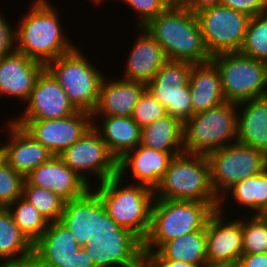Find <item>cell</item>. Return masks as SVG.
<instances>
[{
    "label": "cell",
    "mask_w": 267,
    "mask_h": 267,
    "mask_svg": "<svg viewBox=\"0 0 267 267\" xmlns=\"http://www.w3.org/2000/svg\"><path fill=\"white\" fill-rule=\"evenodd\" d=\"M31 4L28 13L18 21L16 51L46 66L76 46L68 39L57 8L50 1L33 0Z\"/></svg>",
    "instance_id": "obj_1"
},
{
    "label": "cell",
    "mask_w": 267,
    "mask_h": 267,
    "mask_svg": "<svg viewBox=\"0 0 267 267\" xmlns=\"http://www.w3.org/2000/svg\"><path fill=\"white\" fill-rule=\"evenodd\" d=\"M143 28L161 45L167 60L197 64L212 58L205 47L197 15L184 6L167 7Z\"/></svg>",
    "instance_id": "obj_2"
},
{
    "label": "cell",
    "mask_w": 267,
    "mask_h": 267,
    "mask_svg": "<svg viewBox=\"0 0 267 267\" xmlns=\"http://www.w3.org/2000/svg\"><path fill=\"white\" fill-rule=\"evenodd\" d=\"M124 181L117 174L91 187H95L108 215L143 242L150 229L155 192L140 184L122 186Z\"/></svg>",
    "instance_id": "obj_3"
},
{
    "label": "cell",
    "mask_w": 267,
    "mask_h": 267,
    "mask_svg": "<svg viewBox=\"0 0 267 267\" xmlns=\"http://www.w3.org/2000/svg\"><path fill=\"white\" fill-rule=\"evenodd\" d=\"M215 211L208 202L155 199L149 233L143 241L144 257L165 242L204 229Z\"/></svg>",
    "instance_id": "obj_4"
},
{
    "label": "cell",
    "mask_w": 267,
    "mask_h": 267,
    "mask_svg": "<svg viewBox=\"0 0 267 267\" xmlns=\"http://www.w3.org/2000/svg\"><path fill=\"white\" fill-rule=\"evenodd\" d=\"M154 192L155 199L208 202L216 210L220 202L211 186L207 156L184 151L170 160Z\"/></svg>",
    "instance_id": "obj_5"
},
{
    "label": "cell",
    "mask_w": 267,
    "mask_h": 267,
    "mask_svg": "<svg viewBox=\"0 0 267 267\" xmlns=\"http://www.w3.org/2000/svg\"><path fill=\"white\" fill-rule=\"evenodd\" d=\"M45 68L58 81L77 110L93 112L105 74L97 66L92 65V61L79 47L76 46L72 51L60 55Z\"/></svg>",
    "instance_id": "obj_6"
},
{
    "label": "cell",
    "mask_w": 267,
    "mask_h": 267,
    "mask_svg": "<svg viewBox=\"0 0 267 267\" xmlns=\"http://www.w3.org/2000/svg\"><path fill=\"white\" fill-rule=\"evenodd\" d=\"M237 142V104L224 102L183 123L184 152L207 155Z\"/></svg>",
    "instance_id": "obj_7"
},
{
    "label": "cell",
    "mask_w": 267,
    "mask_h": 267,
    "mask_svg": "<svg viewBox=\"0 0 267 267\" xmlns=\"http://www.w3.org/2000/svg\"><path fill=\"white\" fill-rule=\"evenodd\" d=\"M82 249L96 267H145L143 242L106 211L100 216L99 231Z\"/></svg>",
    "instance_id": "obj_8"
},
{
    "label": "cell",
    "mask_w": 267,
    "mask_h": 267,
    "mask_svg": "<svg viewBox=\"0 0 267 267\" xmlns=\"http://www.w3.org/2000/svg\"><path fill=\"white\" fill-rule=\"evenodd\" d=\"M211 60L219 70L226 102L240 104L266 95V61L239 52L220 53L212 56Z\"/></svg>",
    "instance_id": "obj_9"
},
{
    "label": "cell",
    "mask_w": 267,
    "mask_h": 267,
    "mask_svg": "<svg viewBox=\"0 0 267 267\" xmlns=\"http://www.w3.org/2000/svg\"><path fill=\"white\" fill-rule=\"evenodd\" d=\"M212 189L220 200L239 181L261 173L267 156L252 147L234 142L207 154Z\"/></svg>",
    "instance_id": "obj_10"
},
{
    "label": "cell",
    "mask_w": 267,
    "mask_h": 267,
    "mask_svg": "<svg viewBox=\"0 0 267 267\" xmlns=\"http://www.w3.org/2000/svg\"><path fill=\"white\" fill-rule=\"evenodd\" d=\"M205 47L214 56L239 52L250 17L221 4L196 13Z\"/></svg>",
    "instance_id": "obj_11"
},
{
    "label": "cell",
    "mask_w": 267,
    "mask_h": 267,
    "mask_svg": "<svg viewBox=\"0 0 267 267\" xmlns=\"http://www.w3.org/2000/svg\"><path fill=\"white\" fill-rule=\"evenodd\" d=\"M59 157L88 185L92 184L89 179L91 177L95 176L98 180L94 181L99 184L118 173L117 159L111 154L100 133L93 126Z\"/></svg>",
    "instance_id": "obj_12"
},
{
    "label": "cell",
    "mask_w": 267,
    "mask_h": 267,
    "mask_svg": "<svg viewBox=\"0 0 267 267\" xmlns=\"http://www.w3.org/2000/svg\"><path fill=\"white\" fill-rule=\"evenodd\" d=\"M192 65L188 61L167 60L146 86L166 113L182 123L193 116L188 85Z\"/></svg>",
    "instance_id": "obj_13"
},
{
    "label": "cell",
    "mask_w": 267,
    "mask_h": 267,
    "mask_svg": "<svg viewBox=\"0 0 267 267\" xmlns=\"http://www.w3.org/2000/svg\"><path fill=\"white\" fill-rule=\"evenodd\" d=\"M30 267H96L59 221L49 222L44 234L33 244Z\"/></svg>",
    "instance_id": "obj_14"
},
{
    "label": "cell",
    "mask_w": 267,
    "mask_h": 267,
    "mask_svg": "<svg viewBox=\"0 0 267 267\" xmlns=\"http://www.w3.org/2000/svg\"><path fill=\"white\" fill-rule=\"evenodd\" d=\"M11 120L56 156L78 141L93 125L91 113L79 110L68 117L51 120Z\"/></svg>",
    "instance_id": "obj_15"
},
{
    "label": "cell",
    "mask_w": 267,
    "mask_h": 267,
    "mask_svg": "<svg viewBox=\"0 0 267 267\" xmlns=\"http://www.w3.org/2000/svg\"><path fill=\"white\" fill-rule=\"evenodd\" d=\"M224 205H219L206 224L207 260L209 264L236 267L243 254L242 218H226ZM229 219V221L227 220Z\"/></svg>",
    "instance_id": "obj_16"
},
{
    "label": "cell",
    "mask_w": 267,
    "mask_h": 267,
    "mask_svg": "<svg viewBox=\"0 0 267 267\" xmlns=\"http://www.w3.org/2000/svg\"><path fill=\"white\" fill-rule=\"evenodd\" d=\"M27 105L15 119L51 120L68 117L78 110L54 76L45 68L38 76Z\"/></svg>",
    "instance_id": "obj_17"
},
{
    "label": "cell",
    "mask_w": 267,
    "mask_h": 267,
    "mask_svg": "<svg viewBox=\"0 0 267 267\" xmlns=\"http://www.w3.org/2000/svg\"><path fill=\"white\" fill-rule=\"evenodd\" d=\"M180 153L158 151L139 144L118 160L117 174L125 179L127 171L131 170L129 175L134 184L155 190L165 176L170 160Z\"/></svg>",
    "instance_id": "obj_18"
},
{
    "label": "cell",
    "mask_w": 267,
    "mask_h": 267,
    "mask_svg": "<svg viewBox=\"0 0 267 267\" xmlns=\"http://www.w3.org/2000/svg\"><path fill=\"white\" fill-rule=\"evenodd\" d=\"M8 142L0 145L2 158L24 178L39 165L48 161L53 154L36 141L23 127L7 120Z\"/></svg>",
    "instance_id": "obj_19"
},
{
    "label": "cell",
    "mask_w": 267,
    "mask_h": 267,
    "mask_svg": "<svg viewBox=\"0 0 267 267\" xmlns=\"http://www.w3.org/2000/svg\"><path fill=\"white\" fill-rule=\"evenodd\" d=\"M45 65L26 57L23 53H13L0 59V99L15 97L26 103L35 82Z\"/></svg>",
    "instance_id": "obj_20"
},
{
    "label": "cell",
    "mask_w": 267,
    "mask_h": 267,
    "mask_svg": "<svg viewBox=\"0 0 267 267\" xmlns=\"http://www.w3.org/2000/svg\"><path fill=\"white\" fill-rule=\"evenodd\" d=\"M25 180L30 185L53 191L65 201L81 197L91 188L56 155L32 170Z\"/></svg>",
    "instance_id": "obj_21"
},
{
    "label": "cell",
    "mask_w": 267,
    "mask_h": 267,
    "mask_svg": "<svg viewBox=\"0 0 267 267\" xmlns=\"http://www.w3.org/2000/svg\"><path fill=\"white\" fill-rule=\"evenodd\" d=\"M105 211L103 202L91 187L83 196L65 202L59 222L83 247L99 231L100 216Z\"/></svg>",
    "instance_id": "obj_22"
},
{
    "label": "cell",
    "mask_w": 267,
    "mask_h": 267,
    "mask_svg": "<svg viewBox=\"0 0 267 267\" xmlns=\"http://www.w3.org/2000/svg\"><path fill=\"white\" fill-rule=\"evenodd\" d=\"M139 35L129 51L122 79L148 85L167 61L161 45L144 28H137ZM141 30V31H140Z\"/></svg>",
    "instance_id": "obj_23"
},
{
    "label": "cell",
    "mask_w": 267,
    "mask_h": 267,
    "mask_svg": "<svg viewBox=\"0 0 267 267\" xmlns=\"http://www.w3.org/2000/svg\"><path fill=\"white\" fill-rule=\"evenodd\" d=\"M146 90V85L123 79H110L107 75L102 80L98 101L91 116L131 117L139 97Z\"/></svg>",
    "instance_id": "obj_24"
},
{
    "label": "cell",
    "mask_w": 267,
    "mask_h": 267,
    "mask_svg": "<svg viewBox=\"0 0 267 267\" xmlns=\"http://www.w3.org/2000/svg\"><path fill=\"white\" fill-rule=\"evenodd\" d=\"M188 85L190 87L193 115L226 102L222 91L220 73L212 60L192 65Z\"/></svg>",
    "instance_id": "obj_25"
},
{
    "label": "cell",
    "mask_w": 267,
    "mask_h": 267,
    "mask_svg": "<svg viewBox=\"0 0 267 267\" xmlns=\"http://www.w3.org/2000/svg\"><path fill=\"white\" fill-rule=\"evenodd\" d=\"M237 142L255 148L267 156V98L265 96L237 104Z\"/></svg>",
    "instance_id": "obj_26"
},
{
    "label": "cell",
    "mask_w": 267,
    "mask_h": 267,
    "mask_svg": "<svg viewBox=\"0 0 267 267\" xmlns=\"http://www.w3.org/2000/svg\"><path fill=\"white\" fill-rule=\"evenodd\" d=\"M98 118L101 125L96 123L99 122ZM92 120V126L100 133L117 161L141 143V127L131 117L92 116Z\"/></svg>",
    "instance_id": "obj_27"
},
{
    "label": "cell",
    "mask_w": 267,
    "mask_h": 267,
    "mask_svg": "<svg viewBox=\"0 0 267 267\" xmlns=\"http://www.w3.org/2000/svg\"><path fill=\"white\" fill-rule=\"evenodd\" d=\"M33 243L15 224L7 208H0V267H30Z\"/></svg>",
    "instance_id": "obj_28"
},
{
    "label": "cell",
    "mask_w": 267,
    "mask_h": 267,
    "mask_svg": "<svg viewBox=\"0 0 267 267\" xmlns=\"http://www.w3.org/2000/svg\"><path fill=\"white\" fill-rule=\"evenodd\" d=\"M141 145L164 152H183V123L170 115L141 128Z\"/></svg>",
    "instance_id": "obj_29"
},
{
    "label": "cell",
    "mask_w": 267,
    "mask_h": 267,
    "mask_svg": "<svg viewBox=\"0 0 267 267\" xmlns=\"http://www.w3.org/2000/svg\"><path fill=\"white\" fill-rule=\"evenodd\" d=\"M228 195L236 205L244 206L245 211L248 208L253 215H267V167L261 173L236 183L220 199L219 205L226 202Z\"/></svg>",
    "instance_id": "obj_30"
},
{
    "label": "cell",
    "mask_w": 267,
    "mask_h": 267,
    "mask_svg": "<svg viewBox=\"0 0 267 267\" xmlns=\"http://www.w3.org/2000/svg\"><path fill=\"white\" fill-rule=\"evenodd\" d=\"M157 251L165 259L183 261L197 267L207 264L206 227L165 242Z\"/></svg>",
    "instance_id": "obj_31"
},
{
    "label": "cell",
    "mask_w": 267,
    "mask_h": 267,
    "mask_svg": "<svg viewBox=\"0 0 267 267\" xmlns=\"http://www.w3.org/2000/svg\"><path fill=\"white\" fill-rule=\"evenodd\" d=\"M20 231L34 244L46 231L49 221L23 197L7 207Z\"/></svg>",
    "instance_id": "obj_32"
},
{
    "label": "cell",
    "mask_w": 267,
    "mask_h": 267,
    "mask_svg": "<svg viewBox=\"0 0 267 267\" xmlns=\"http://www.w3.org/2000/svg\"><path fill=\"white\" fill-rule=\"evenodd\" d=\"M22 197L31 203L49 222L60 220L66 201L53 191L30 185L25 180Z\"/></svg>",
    "instance_id": "obj_33"
},
{
    "label": "cell",
    "mask_w": 267,
    "mask_h": 267,
    "mask_svg": "<svg viewBox=\"0 0 267 267\" xmlns=\"http://www.w3.org/2000/svg\"><path fill=\"white\" fill-rule=\"evenodd\" d=\"M239 53L267 62V12L250 17Z\"/></svg>",
    "instance_id": "obj_34"
},
{
    "label": "cell",
    "mask_w": 267,
    "mask_h": 267,
    "mask_svg": "<svg viewBox=\"0 0 267 267\" xmlns=\"http://www.w3.org/2000/svg\"><path fill=\"white\" fill-rule=\"evenodd\" d=\"M242 216L243 254L267 252V215Z\"/></svg>",
    "instance_id": "obj_35"
},
{
    "label": "cell",
    "mask_w": 267,
    "mask_h": 267,
    "mask_svg": "<svg viewBox=\"0 0 267 267\" xmlns=\"http://www.w3.org/2000/svg\"><path fill=\"white\" fill-rule=\"evenodd\" d=\"M24 181L0 155V208H7L22 197Z\"/></svg>",
    "instance_id": "obj_36"
},
{
    "label": "cell",
    "mask_w": 267,
    "mask_h": 267,
    "mask_svg": "<svg viewBox=\"0 0 267 267\" xmlns=\"http://www.w3.org/2000/svg\"><path fill=\"white\" fill-rule=\"evenodd\" d=\"M167 115L166 109L146 89L133 110L131 118L142 128Z\"/></svg>",
    "instance_id": "obj_37"
},
{
    "label": "cell",
    "mask_w": 267,
    "mask_h": 267,
    "mask_svg": "<svg viewBox=\"0 0 267 267\" xmlns=\"http://www.w3.org/2000/svg\"><path fill=\"white\" fill-rule=\"evenodd\" d=\"M138 15L137 28L145 27L152 19L161 14L167 6L162 0H121Z\"/></svg>",
    "instance_id": "obj_38"
},
{
    "label": "cell",
    "mask_w": 267,
    "mask_h": 267,
    "mask_svg": "<svg viewBox=\"0 0 267 267\" xmlns=\"http://www.w3.org/2000/svg\"><path fill=\"white\" fill-rule=\"evenodd\" d=\"M220 4L249 17L267 12V0H221Z\"/></svg>",
    "instance_id": "obj_39"
},
{
    "label": "cell",
    "mask_w": 267,
    "mask_h": 267,
    "mask_svg": "<svg viewBox=\"0 0 267 267\" xmlns=\"http://www.w3.org/2000/svg\"><path fill=\"white\" fill-rule=\"evenodd\" d=\"M8 21L0 13V59L16 50V28Z\"/></svg>",
    "instance_id": "obj_40"
},
{
    "label": "cell",
    "mask_w": 267,
    "mask_h": 267,
    "mask_svg": "<svg viewBox=\"0 0 267 267\" xmlns=\"http://www.w3.org/2000/svg\"><path fill=\"white\" fill-rule=\"evenodd\" d=\"M145 267H197L193 264L165 259L158 251H153L145 258Z\"/></svg>",
    "instance_id": "obj_41"
},
{
    "label": "cell",
    "mask_w": 267,
    "mask_h": 267,
    "mask_svg": "<svg viewBox=\"0 0 267 267\" xmlns=\"http://www.w3.org/2000/svg\"><path fill=\"white\" fill-rule=\"evenodd\" d=\"M236 267H267V252L242 254Z\"/></svg>",
    "instance_id": "obj_42"
},
{
    "label": "cell",
    "mask_w": 267,
    "mask_h": 267,
    "mask_svg": "<svg viewBox=\"0 0 267 267\" xmlns=\"http://www.w3.org/2000/svg\"><path fill=\"white\" fill-rule=\"evenodd\" d=\"M220 3L221 0H185L184 7L196 14L203 9L219 5Z\"/></svg>",
    "instance_id": "obj_43"
},
{
    "label": "cell",
    "mask_w": 267,
    "mask_h": 267,
    "mask_svg": "<svg viewBox=\"0 0 267 267\" xmlns=\"http://www.w3.org/2000/svg\"><path fill=\"white\" fill-rule=\"evenodd\" d=\"M167 7H181L184 6L185 0H162Z\"/></svg>",
    "instance_id": "obj_44"
},
{
    "label": "cell",
    "mask_w": 267,
    "mask_h": 267,
    "mask_svg": "<svg viewBox=\"0 0 267 267\" xmlns=\"http://www.w3.org/2000/svg\"><path fill=\"white\" fill-rule=\"evenodd\" d=\"M199 267H230V266H227V265H224V264H204V265H201Z\"/></svg>",
    "instance_id": "obj_45"
},
{
    "label": "cell",
    "mask_w": 267,
    "mask_h": 267,
    "mask_svg": "<svg viewBox=\"0 0 267 267\" xmlns=\"http://www.w3.org/2000/svg\"><path fill=\"white\" fill-rule=\"evenodd\" d=\"M90 1V3L92 2V3H94V7L97 5H100V4H102V6H103V4H105L104 2H106L107 0H89Z\"/></svg>",
    "instance_id": "obj_46"
}]
</instances>
